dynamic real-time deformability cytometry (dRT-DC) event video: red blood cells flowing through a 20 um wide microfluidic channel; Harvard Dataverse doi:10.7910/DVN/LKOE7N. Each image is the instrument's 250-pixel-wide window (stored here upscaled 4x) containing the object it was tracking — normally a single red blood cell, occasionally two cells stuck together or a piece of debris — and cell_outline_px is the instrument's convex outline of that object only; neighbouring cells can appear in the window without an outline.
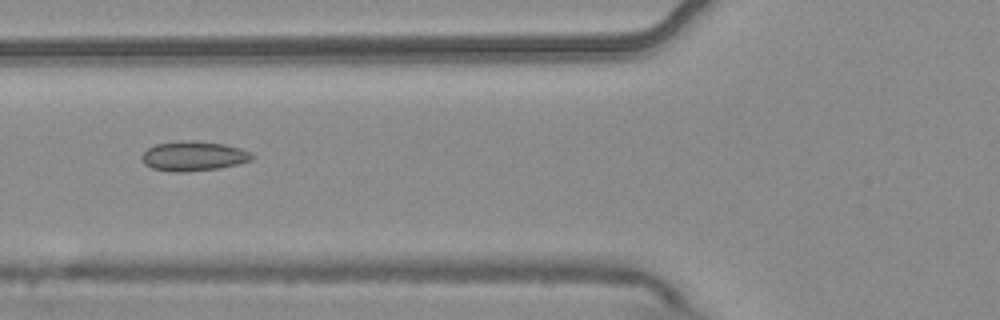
{"species": "common noctule bat (a hibernating species)", "species_latin": "Nyctalus noctula", "temperature_condition": "warm", "stored_images_in_passage": 7, "camera_frame_rate_fps": 3000, "um_per_image_px": 0.085, "animal": {"sex": "male", "body_mass_g": 20.4}, "frame": {"image": 1, "passage_image": 5, "time_ms": 1.333, "image_size_px": [1000, 320], "cell_outline_px": [[252, 160], [240, 164], [220, 168], [184, 172], [176, 172], [152, 168], [144, 164], [140, 160], [140, 156], [148, 148], [156, 144], [188, 140], [192, 140], [224, 144], [240, 148], [252, 152]], "centroid_in_image_um": [16.45, 13.27], "position_along_channel_um": 109.4, "area_um2": 19.13}}
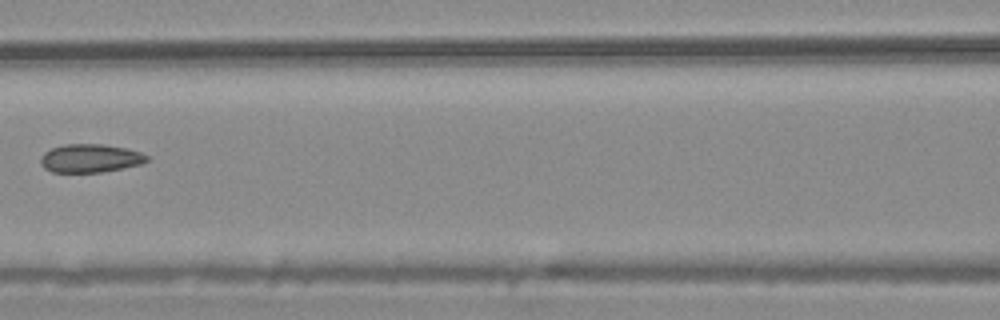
{"frame": {"image": 2, "passage_image": 6, "time_ms": 1.667, "image_size_px": [1000, 320], "cell_outline_px": [[148, 160], [140, 164], [100, 172], [52, 172], [44, 168], [40, 164], [40, 156], [44, 152], [52, 148], [64, 144], [100, 144], [128, 148], [140, 152], [148, 156]], "centroid_in_image_um": [7.63, 13.44], "position_along_channel_um": 159.0, "area_um2": 17.51}}
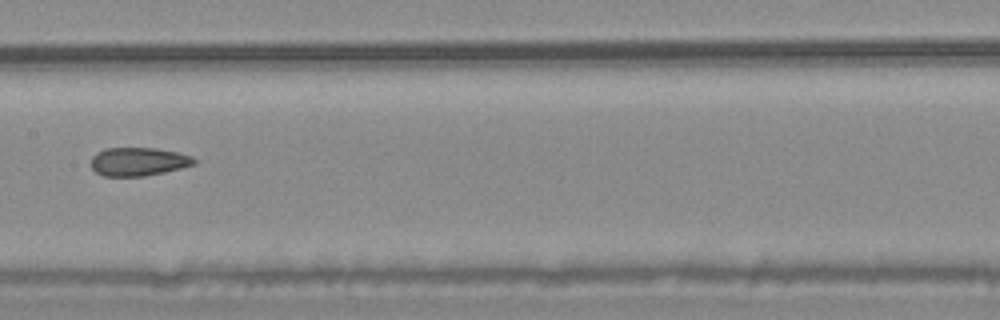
{"frame": {"image": 3, "passage_image": 7, "time_ms": 2.0, "image_size_px": [1000, 320], "cell_outline_px": [[196, 164], [164, 172], [144, 176], [104, 176], [96, 172], [92, 168], [92, 156], [96, 152], [104, 148], [156, 148], [176, 152], [192, 156], [196, 160]], "centroid_in_image_um": [11.75, 13.73], "position_along_channel_um": 195.6, "area_um2": 17.05}}